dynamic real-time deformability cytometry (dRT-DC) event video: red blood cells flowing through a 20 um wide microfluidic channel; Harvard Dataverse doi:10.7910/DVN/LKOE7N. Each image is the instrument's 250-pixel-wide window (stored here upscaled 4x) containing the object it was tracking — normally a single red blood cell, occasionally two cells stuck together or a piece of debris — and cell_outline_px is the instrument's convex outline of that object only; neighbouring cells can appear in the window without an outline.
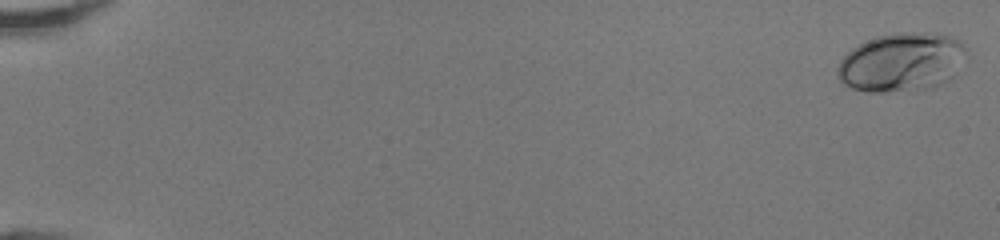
{"species": "human", "species_latin": "Homo sapiens", "temperature_condition": "room temperature", "stored_images_in_passage": 49, "camera_frame_rate_fps": 3000, "um_per_image_px": 0.085, "donor": {"sex": "female"}, "frame": {"image": 1, "passage_image": 1, "time_ms": 0.0, "image_size_px": [1000, 240], "cell_outline_px": [[968, 60], [948, 80], [932, 88], [884, 92], [868, 92], [852, 88], [844, 84], [836, 76], [836, 68], [840, 60], [852, 48], [876, 36], [896, 32], [924, 32], [952, 36], [968, 48]], "centroid_in_image_um": [76.67, 5.28], "position_along_channel_um": 8.3, "area_um2": 44.74}}
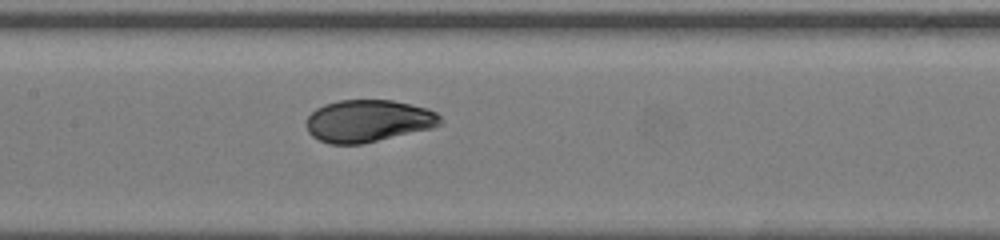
{"frame": {"image": 2, "passage_image": 26, "time_ms": 8.333, "image_size_px": [1000, 240], "cell_outline_px": [[444, 124], [432, 128], [360, 144], [328, 144], [312, 136], [308, 132], [304, 124], [308, 116], [316, 108], [324, 104], [340, 100], [392, 100], [428, 108], [436, 112], [444, 120]], "centroid_in_image_um": [31.3, 10.27], "position_along_channel_um": 176.1, "area_um2": 33.18}}
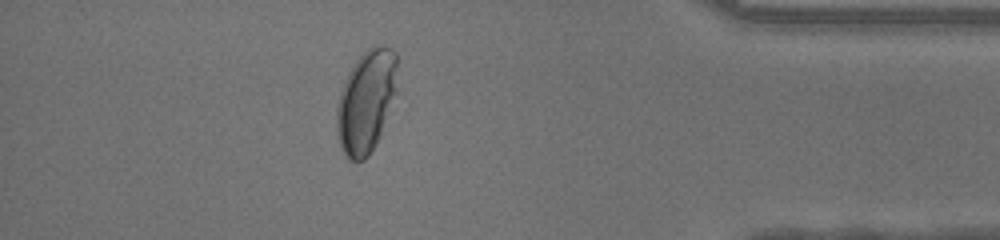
{"frame": {"image": 3, "passage_image": 44, "time_ms": 14.333, "image_size_px": [1000, 240], "cell_outline_px": [[396, 92], [380, 136], [376, 144], [368, 156], [364, 160], [352, 160], [344, 156], [340, 148], [336, 132], [336, 108], [340, 92], [344, 80], [352, 64], [372, 44], [384, 44], [392, 48], [396, 52]], "centroid_in_image_um": [31.1, 8.6], "position_along_channel_um": 404.1, "area_um2": 36.65}, "authors_computed_cell_mechanics": {"area_um2": 33.9286, "velocity_mm_per_s": 4.2848, "shape_relaxation_time_tau1_ms": 3.5574, "shape_relaxation_time_tau2_ms": null, "deformation_change_tau1": 0.1646, "deformation_change_tau2": null}}